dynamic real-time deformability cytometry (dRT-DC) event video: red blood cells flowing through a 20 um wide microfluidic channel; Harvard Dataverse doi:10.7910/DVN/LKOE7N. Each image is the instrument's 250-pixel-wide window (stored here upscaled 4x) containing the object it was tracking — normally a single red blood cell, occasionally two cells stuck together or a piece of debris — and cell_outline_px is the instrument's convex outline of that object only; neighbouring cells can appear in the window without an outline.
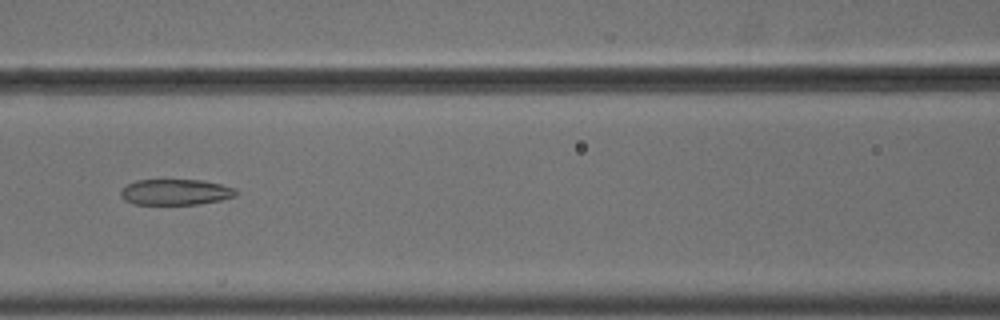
{"species": "common noctule bat (a hibernating species)", "species_latin": "Nyctalus noctula", "temperature_condition": "cold", "stored_images_in_passage": 56, "camera_frame_rate_fps": 3000, "um_per_image_px": 0.085, "animal": {"sex": "male", "body_mass_g": 18.8}, "frame": {"image": 1, "passage_image": 26, "time_ms": 8.333, "image_size_px": [1000, 320], "cell_outline_px": [[240, 192], [236, 196], [220, 200], [196, 204], [132, 204], [124, 200], [120, 196], [120, 192], [128, 184], [136, 180], [204, 180], [236, 188]], "centroid_in_image_um": [14.95, 16.32], "position_along_channel_um": 151.7, "area_um2": 17.4}}
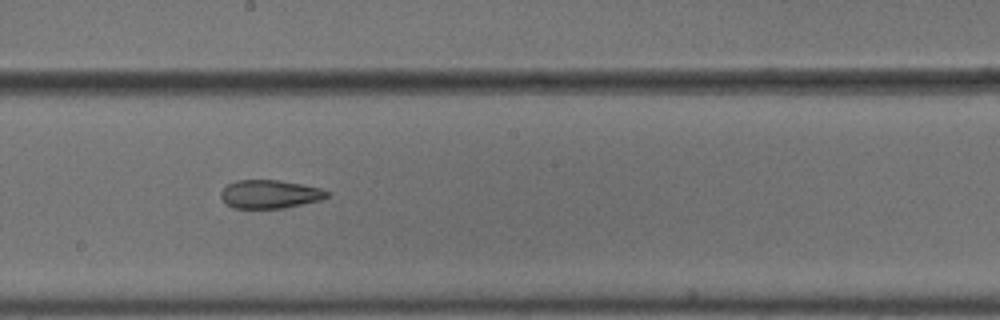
{"frame": {"image": 2, "passage_image": 32, "time_ms": 10.333, "image_size_px": [1000, 320], "cell_outline_px": [[332, 196], [320, 200], [284, 208], [232, 208], [224, 204], [220, 196], [220, 192], [228, 184], [236, 180], [276, 180], [300, 184], [320, 188], [332, 192]], "centroid_in_image_um": [22.94, 16.51], "position_along_channel_um": 225.3, "area_um2": 17.74}}
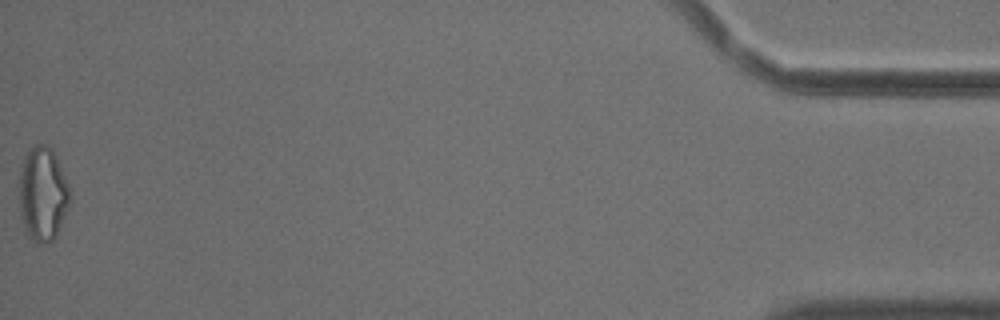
{"frame": {"image": 3, "passage_image": 56, "time_ms": 18.333, "image_size_px": [1000, 320], "cell_outline_px": [[72, 200], [56, 236], [48, 244], [36, 244], [24, 232], [20, 216], [20, 172], [24, 156], [36, 144], [48, 144], [52, 148], [56, 156], [68, 184]], "centroid_in_image_um": [3.64, 16.53], "position_along_channel_um": 431.6, "area_um2": 28.21}, "authors_computed_cell_mechanics": {"area_um2": 22.6576, "velocity_mm_per_s": 3.6889, "shape_relaxation_time_tau1_ms": null, "shape_relaxation_time_tau2_ms": 5.5202, "deformation_change_tau1": null, "deformation_change_tau2": 0.162}}